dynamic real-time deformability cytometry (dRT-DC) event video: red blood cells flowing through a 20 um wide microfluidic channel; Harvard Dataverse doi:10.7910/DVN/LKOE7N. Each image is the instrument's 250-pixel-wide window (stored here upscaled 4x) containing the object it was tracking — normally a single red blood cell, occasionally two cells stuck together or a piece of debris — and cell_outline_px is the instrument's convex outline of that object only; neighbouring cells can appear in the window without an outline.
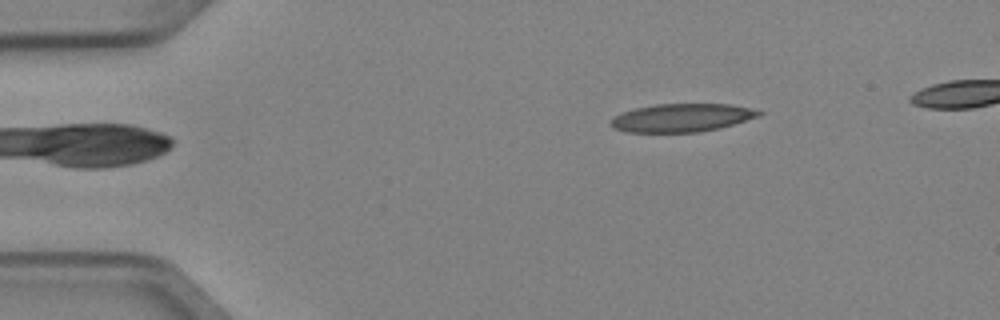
{"species": "Egyptian fruit bat (a non-hibernating species)", "species_latin": "Rousettus aegyptiacus", "temperature_condition": "cold", "stored_images_in_passage": 2, "camera_frame_rate_fps": 3000, "um_per_image_px": 0.085, "animal": {"sex": "female"}, "frame": {"image": 1, "passage_image": 2, "time_ms": 0.333, "image_size_px": [1000, 320], "cell_outline_px": [[764, 112], [760, 116], [732, 124], [700, 132], [628, 132], [616, 128], [608, 124], [608, 120], [612, 116], [636, 108], [656, 104], [728, 104], [752, 108]], "centroid_in_image_um": [57.92, 10.0], "position_along_channel_um": 27.1, "area_um2": 24.22}}